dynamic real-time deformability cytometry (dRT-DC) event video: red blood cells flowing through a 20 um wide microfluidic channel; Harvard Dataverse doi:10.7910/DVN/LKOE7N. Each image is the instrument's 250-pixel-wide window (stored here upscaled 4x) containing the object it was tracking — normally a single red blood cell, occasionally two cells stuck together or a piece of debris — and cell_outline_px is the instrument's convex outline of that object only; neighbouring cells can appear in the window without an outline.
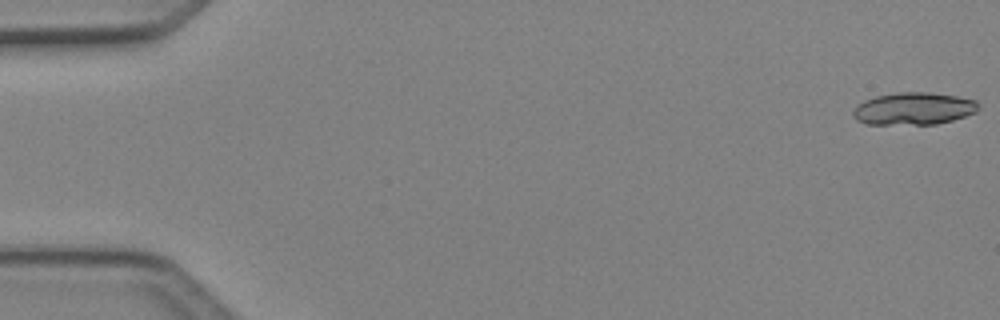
{"species": "Egyptian fruit bat (a non-hibernating species)", "species_latin": "Rousettus aegyptiacus", "temperature_condition": "cold", "stored_images_in_passage": 7, "camera_frame_rate_fps": 3000, "um_per_image_px": 0.085, "animal": {"sex": "female"}, "frame": {"image": 1, "passage_image": 1, "time_ms": 0.0, "image_size_px": [1000, 320], "cell_outline_px": [[980, 108], [976, 112], [952, 120], [936, 124], [864, 124], [856, 120], [852, 116], [852, 108], [864, 100], [876, 96], [896, 92], [928, 92], [956, 96], [976, 100], [980, 104]], "centroid_in_image_um": [77.63, 9.23], "position_along_channel_um": 7.4, "area_um2": 23.87}}